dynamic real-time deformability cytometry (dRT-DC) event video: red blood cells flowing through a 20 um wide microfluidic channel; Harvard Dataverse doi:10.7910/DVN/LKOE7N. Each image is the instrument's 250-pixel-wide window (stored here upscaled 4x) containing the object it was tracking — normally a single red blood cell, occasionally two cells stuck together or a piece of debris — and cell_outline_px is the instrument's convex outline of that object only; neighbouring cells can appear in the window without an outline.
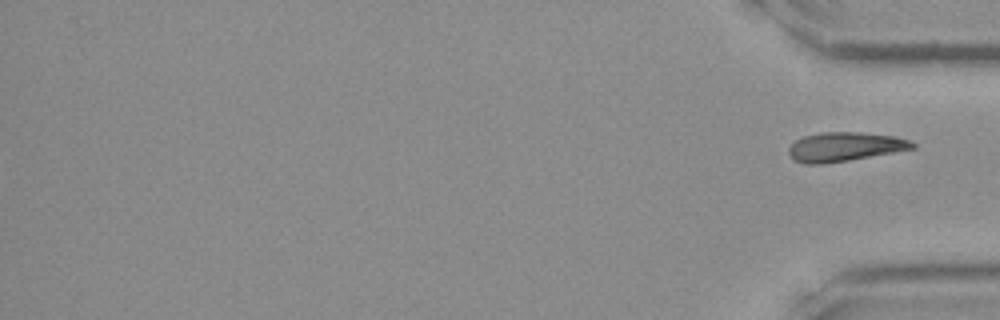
{"species": "Egyptian fruit bat (a non-hibernating species)", "species_latin": "Rousettus aegyptiacus", "temperature_condition": "room temperature", "stored_images_in_passage": 35, "segment_of_instrument_passage": [2, 2], "camera_frame_rate_fps": 3000, "um_per_image_px": 0.085, "frame": {"image": 1, "passage_image": 35, "time_ms": 11.333, "image_size_px": [1000, 320], "cell_outline_px": [[916, 148], [848, 160], [824, 164], [804, 164], [796, 160], [788, 152], [788, 148], [796, 140], [804, 136], [820, 132], [860, 132], [896, 136], [908, 140], [916, 144]], "centroid_in_image_um": [71.81, 12.47], "position_along_channel_um": 363.4, "area_um2": 20.87}}